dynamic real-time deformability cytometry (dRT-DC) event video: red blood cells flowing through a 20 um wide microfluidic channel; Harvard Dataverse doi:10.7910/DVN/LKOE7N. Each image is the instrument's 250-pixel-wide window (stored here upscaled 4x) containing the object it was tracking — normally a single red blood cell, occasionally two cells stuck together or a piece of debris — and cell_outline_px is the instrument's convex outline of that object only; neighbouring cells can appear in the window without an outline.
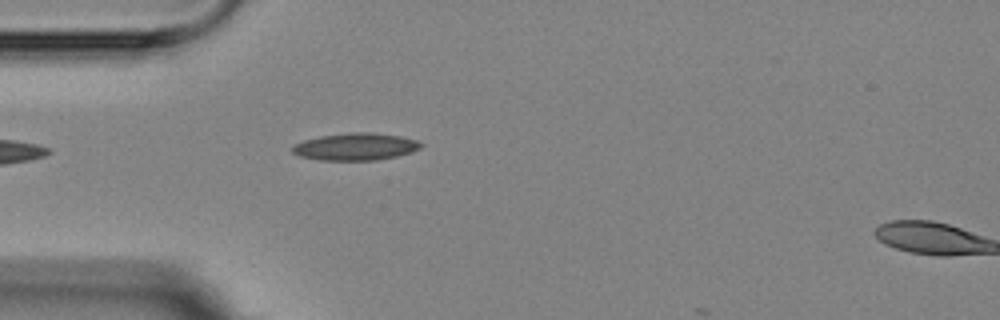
{"species": "Egyptian fruit bat (a non-hibernating species)", "species_latin": "Rousettus aegyptiacus", "temperature_condition": "room temperature", "stored_images_in_passage": 3, "segment_of_instrument_passage": [1, 2], "camera_frame_rate_fps": 3000, "um_per_image_px": 0.085, "animal": {"sex": "female"}, "frame": {"image": 1, "passage_image": 2, "time_ms": 1.333, "image_size_px": [1000, 320], "cell_outline_px": [[424, 144], [420, 148], [412, 152], [396, 156], [376, 160], [320, 160], [300, 156], [292, 152], [292, 144], [304, 140], [320, 136], [348, 132], [372, 132], [400, 136], [416, 140]], "centroid_in_image_um": [30.21, 12.46], "position_along_channel_um": 54.8, "area_um2": 20.46}}